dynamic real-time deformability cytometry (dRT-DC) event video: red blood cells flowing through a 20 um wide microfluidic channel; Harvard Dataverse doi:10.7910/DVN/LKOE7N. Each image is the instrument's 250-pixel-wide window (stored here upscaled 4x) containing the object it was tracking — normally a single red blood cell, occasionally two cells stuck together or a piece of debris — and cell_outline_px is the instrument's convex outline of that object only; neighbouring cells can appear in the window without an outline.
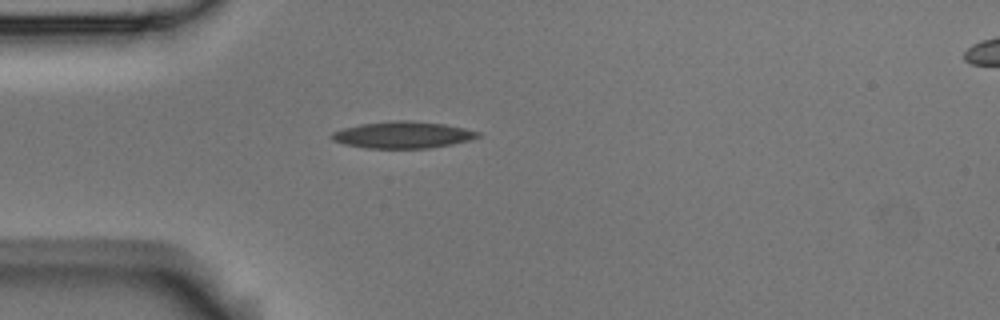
{"species": "Egyptian fruit bat (a non-hibernating species)", "species_latin": "Rousettus aegyptiacus", "temperature_condition": "room temperature", "stored_images_in_passage": 2, "segment_of_instrument_passage": [1, 2], "camera_frame_rate_fps": 3000, "um_per_image_px": 0.085, "animal": {"sex": "male"}, "frame": {"image": 1, "passage_image": 1, "time_ms": 0.0, "image_size_px": [1000, 320], "cell_outline_px": [[480, 136], [468, 140], [452, 144], [428, 148], [364, 148], [344, 144], [332, 140], [328, 136], [332, 132], [344, 128], [360, 124], [392, 120], [408, 120], [444, 124], [464, 128], [480, 132]], "centroid_in_image_um": [34.19, 11.46], "position_along_channel_um": 50.8, "area_um2": 22.77}}